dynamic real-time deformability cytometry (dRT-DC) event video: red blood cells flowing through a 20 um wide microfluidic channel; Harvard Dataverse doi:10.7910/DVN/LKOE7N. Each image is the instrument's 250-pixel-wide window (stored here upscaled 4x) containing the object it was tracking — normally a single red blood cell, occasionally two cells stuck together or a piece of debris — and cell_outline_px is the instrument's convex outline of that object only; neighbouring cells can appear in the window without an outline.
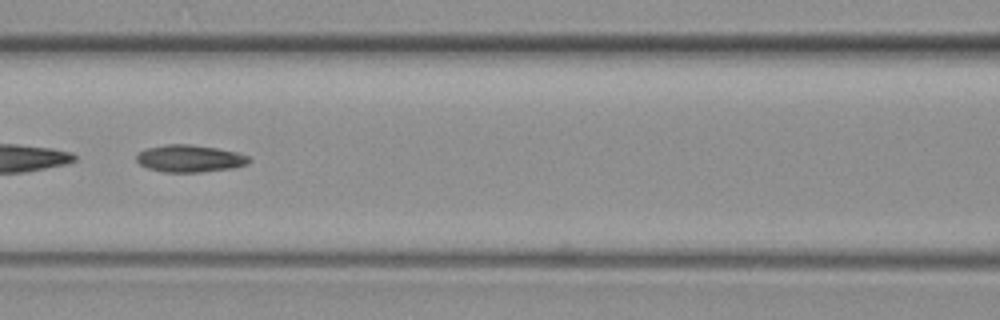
{"species": "common noctule bat (a hibernating species)", "species_latin": "Nyctalus noctula", "temperature_condition": "warm", "stored_images_in_passage": 49, "segment_of_instrument_passage": [2, 2], "camera_frame_rate_fps": 3000, "um_per_image_px": 0.085, "animal": {"sex": "female", "body_mass_g": 19.3, "forearm_length_mm": 54.1}, "frame": {"image": 1, "passage_image": 20, "time_ms": 6.333, "image_size_px": [1000, 320], "cell_outline_px": [[252, 160], [248, 164], [232, 168], [200, 172], [164, 172], [148, 168], [140, 164], [136, 160], [136, 156], [140, 152], [148, 148], [168, 144], [188, 144], [216, 148], [236, 152], [248, 156]], "centroid_in_image_um": [16.15, 13.48], "position_along_channel_um": 150.5, "area_um2": 17.69}}
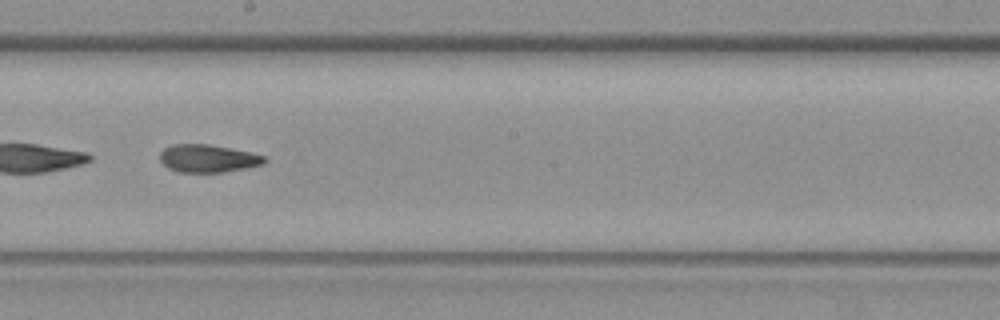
{"frame": {"image": 2, "passage_image": 27, "time_ms": 8.667, "image_size_px": [1000, 320], "cell_outline_px": [[268, 160], [264, 164], [224, 172], [180, 172], [168, 168], [160, 160], [160, 152], [164, 148], [172, 144], [208, 144], [248, 152], [264, 156]], "centroid_in_image_um": [17.65, 13.47], "position_along_channel_um": 230.5, "area_um2": 16.76}}
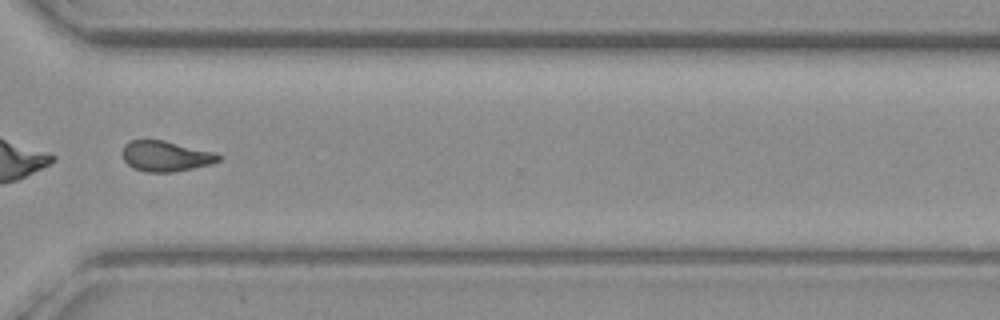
{"frame": {"image": 3, "passage_image": 38, "time_ms": 12.333, "image_size_px": [1000, 320], "cell_outline_px": [[220, 160], [212, 164], [172, 172], [144, 172], [132, 168], [124, 160], [120, 152], [124, 144], [132, 140], [164, 140], [216, 152], [220, 156]], "centroid_in_image_um": [14.06, 13.27], "position_along_channel_um": 356.5, "area_um2": 17.28}}